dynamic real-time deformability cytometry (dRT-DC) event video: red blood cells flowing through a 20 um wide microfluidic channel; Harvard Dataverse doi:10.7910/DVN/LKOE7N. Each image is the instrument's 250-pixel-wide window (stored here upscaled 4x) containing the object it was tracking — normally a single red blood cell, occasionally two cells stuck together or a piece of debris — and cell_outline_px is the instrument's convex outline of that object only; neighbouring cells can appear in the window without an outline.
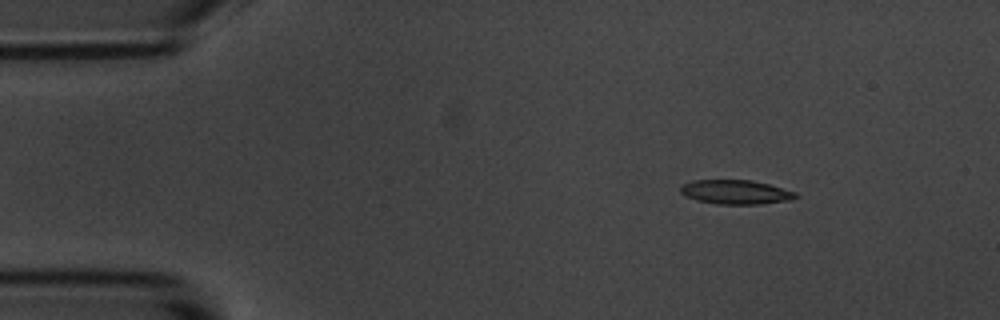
{"species": "common noctule bat (a hibernating species)", "species_latin": "Nyctalus noctula", "temperature_condition": "room temperature", "stored_images_in_passage": 7, "camera_frame_rate_fps": 3000, "um_per_image_px": 0.085, "animal": {"sex": "male", "body_mass_g": 20.1, "forearm_length_mm": 53.5}, "frame": {"image": 1, "passage_image": 2, "time_ms": 1.333, "image_size_px": [1000, 320], "cell_outline_px": [[800, 196], [792, 200], [760, 204], [716, 204], [696, 200], [680, 192], [680, 188], [684, 184], [692, 180], [752, 180], [768, 184], [796, 192]], "centroid_in_image_um": [62.57, 16.33], "position_along_channel_um": 22.4, "area_um2": 16.24}}
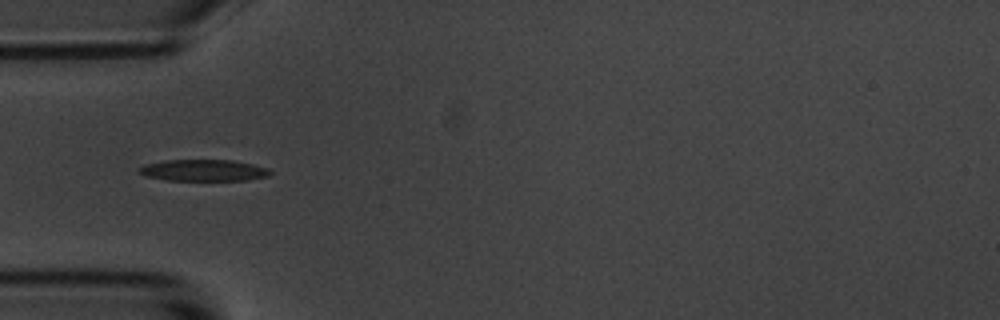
{"frame": {"image": 2, "passage_image": 5, "time_ms": 4.667, "image_size_px": [1000, 320], "cell_outline_px": [[272, 172], [268, 176], [248, 180], [168, 180], [144, 176], [136, 172], [136, 168], [144, 164], [164, 160], [232, 160], [252, 164], [268, 168]], "centroid_in_image_um": [17.24, 14.47], "position_along_channel_um": 67.8, "area_um2": 16.59}}
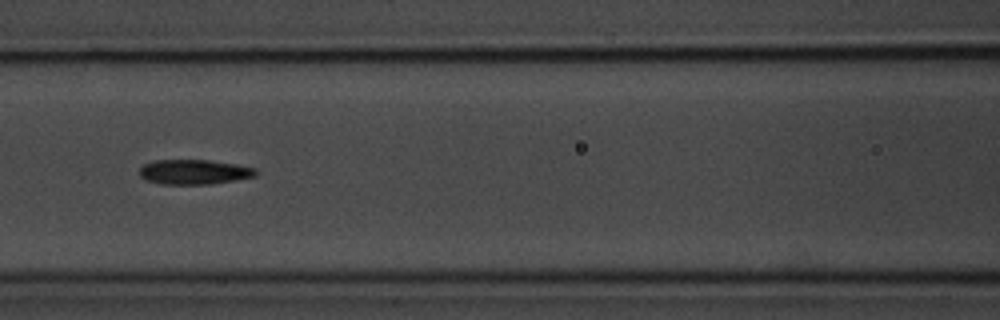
{"frame": {"image": 3, "passage_image": 7, "time_ms": 7.0, "image_size_px": [1000, 320], "cell_outline_px": [[256, 176], [236, 180], [212, 184], [160, 184], [144, 180], [140, 176], [140, 168], [144, 164], [156, 160], [208, 160], [236, 164], [256, 168]], "centroid_in_image_um": [16.49, 14.62], "position_along_channel_um": 150.1, "area_um2": 16.88}}